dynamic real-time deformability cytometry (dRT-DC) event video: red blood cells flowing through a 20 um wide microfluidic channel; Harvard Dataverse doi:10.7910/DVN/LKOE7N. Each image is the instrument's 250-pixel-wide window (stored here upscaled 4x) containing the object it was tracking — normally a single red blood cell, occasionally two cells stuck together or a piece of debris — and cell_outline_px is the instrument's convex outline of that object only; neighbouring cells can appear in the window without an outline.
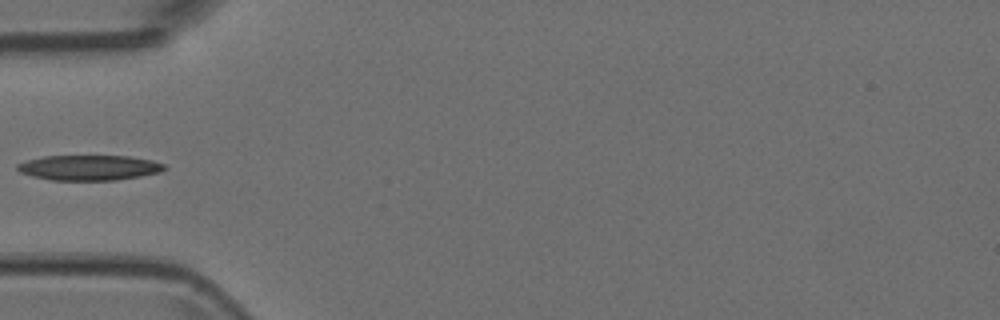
{"species": "Egyptian fruit bat (a non-hibernating species)", "species_latin": "Rousettus aegyptiacus", "temperature_condition": "room temperature", "stored_images_in_passage": 2, "camera_frame_rate_fps": 3000, "um_per_image_px": 0.085, "animal": {"sex": "female"}, "frame": {"image": 1, "passage_image": 2, "time_ms": 0.333, "image_size_px": [1000, 320], "cell_outline_px": [[168, 168], [160, 172], [140, 176], [116, 180], [52, 180], [32, 176], [20, 172], [16, 168], [16, 164], [28, 160], [44, 156], [128, 156], [152, 160], [164, 164]], "centroid_in_image_um": [7.59, 14.25], "position_along_channel_um": 77.4, "area_um2": 21.56}}